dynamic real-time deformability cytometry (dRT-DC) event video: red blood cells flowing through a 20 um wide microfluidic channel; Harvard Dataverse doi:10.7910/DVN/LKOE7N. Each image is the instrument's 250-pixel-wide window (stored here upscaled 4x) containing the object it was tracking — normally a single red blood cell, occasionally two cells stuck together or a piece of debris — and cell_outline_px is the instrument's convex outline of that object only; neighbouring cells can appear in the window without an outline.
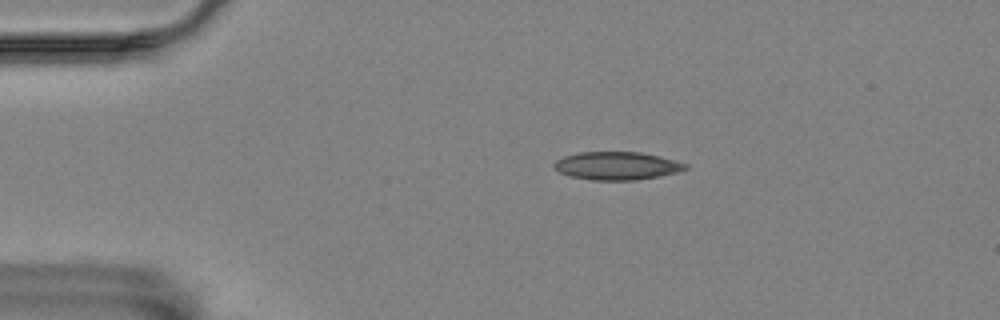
{"species": "Egyptian fruit bat (a non-hibernating species)", "species_latin": "Rousettus aegyptiacus", "temperature_condition": "room temperature", "stored_images_in_passage": 2, "camera_frame_rate_fps": 3000, "um_per_image_px": 0.085, "animal": {"sex": "female"}, "frame": {"image": 1, "passage_image": 1, "time_ms": 0.0, "image_size_px": [1000, 320], "cell_outline_px": [[688, 168], [680, 172], [660, 176], [636, 180], [592, 180], [572, 176], [560, 172], [552, 168], [552, 164], [556, 160], [564, 156], [580, 152], [640, 152], [660, 156], [688, 164]], "centroid_in_image_um": [52.45, 14.09], "position_along_channel_um": 32.6, "area_um2": 21.56}}